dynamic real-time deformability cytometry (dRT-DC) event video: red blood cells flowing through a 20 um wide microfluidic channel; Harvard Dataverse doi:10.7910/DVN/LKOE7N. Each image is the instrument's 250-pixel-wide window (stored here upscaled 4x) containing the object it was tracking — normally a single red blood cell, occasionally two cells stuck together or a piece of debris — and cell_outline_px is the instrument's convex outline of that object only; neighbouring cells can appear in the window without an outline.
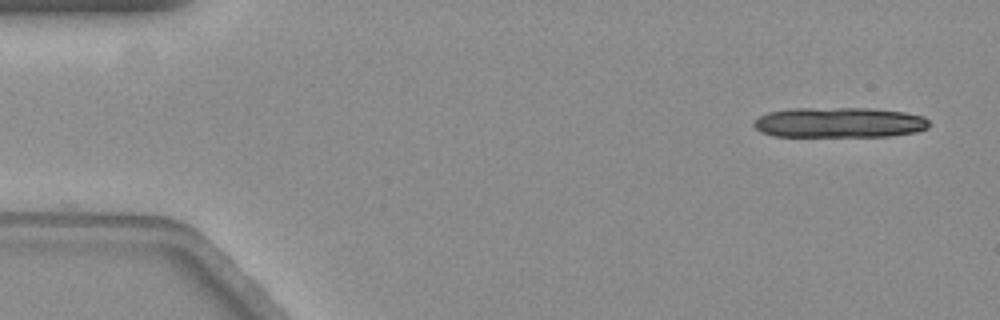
{"species": "common noctule bat (a hibernating species)", "species_latin": "Nyctalus noctula", "temperature_condition": "warm", "stored_images_in_passage": 12, "camera_frame_rate_fps": 3000, "um_per_image_px": 0.085, "animal": {"sex": "female", "body_mass_g": 19.3, "forearm_length_mm": 54.1}, "frame": {"image": 1, "passage_image": 1, "time_ms": 0.0, "image_size_px": [1000, 320], "cell_outline_px": [[928, 128], [916, 132], [892, 136], [776, 136], [760, 132], [752, 124], [760, 116], [768, 112], [788, 108], [872, 108], [904, 112], [924, 116], [928, 120]], "centroid_in_image_um": [71.34, 10.41], "position_along_channel_um": 13.7, "area_um2": 31.1}}